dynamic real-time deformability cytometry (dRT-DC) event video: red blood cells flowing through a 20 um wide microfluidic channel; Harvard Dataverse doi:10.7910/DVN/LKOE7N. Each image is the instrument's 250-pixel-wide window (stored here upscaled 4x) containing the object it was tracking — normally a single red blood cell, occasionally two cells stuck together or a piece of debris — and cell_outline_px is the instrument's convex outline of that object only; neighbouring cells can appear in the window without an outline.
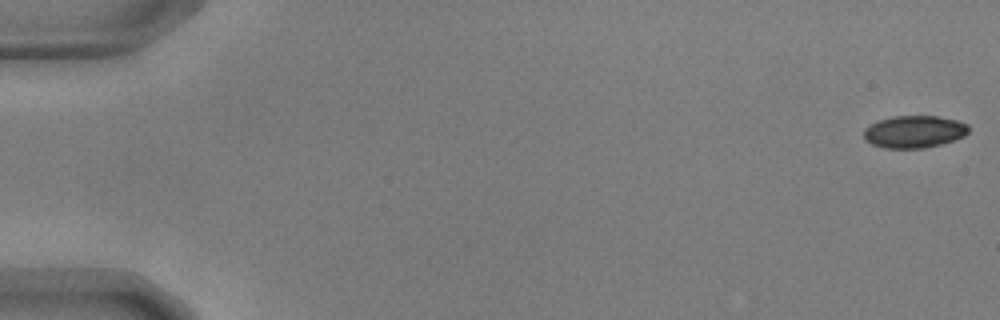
{"species": "common noctule bat (a hibernating species)", "species_latin": "Nyctalus noctula", "temperature_condition": "warm", "stored_images_in_passage": 16, "camera_frame_rate_fps": 3000, "um_per_image_px": 0.085, "animal": {"sex": "male", "body_mass_g": 17.9, "forearm_length_mm": 54.2}, "frame": {"image": 1, "passage_image": 1, "time_ms": 0.0, "image_size_px": [1000, 320], "cell_outline_px": [[968, 132], [964, 136], [940, 144], [924, 148], [884, 148], [872, 144], [864, 140], [864, 128], [880, 120], [892, 116], [936, 116], [956, 120], [968, 124]], "centroid_in_image_um": [77.69, 11.19], "position_along_channel_um": 7.3, "area_um2": 19.59}}
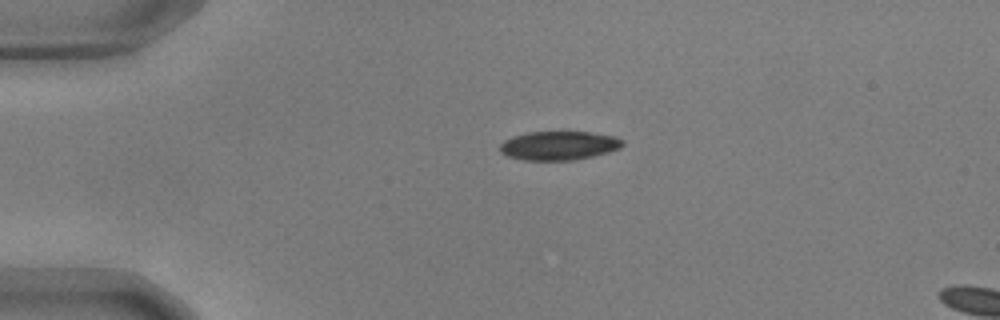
{"frame": {"image": 2, "passage_image": 13, "time_ms": 4.0, "image_size_px": [1000, 320], "cell_outline_px": [[624, 144], [620, 148], [608, 152], [576, 160], [524, 160], [508, 156], [500, 152], [500, 144], [504, 140], [512, 136], [528, 132], [564, 128], [616, 136], [624, 140]], "centroid_in_image_um": [47.52, 12.32], "position_along_channel_um": 37.5, "area_um2": 21.62}}